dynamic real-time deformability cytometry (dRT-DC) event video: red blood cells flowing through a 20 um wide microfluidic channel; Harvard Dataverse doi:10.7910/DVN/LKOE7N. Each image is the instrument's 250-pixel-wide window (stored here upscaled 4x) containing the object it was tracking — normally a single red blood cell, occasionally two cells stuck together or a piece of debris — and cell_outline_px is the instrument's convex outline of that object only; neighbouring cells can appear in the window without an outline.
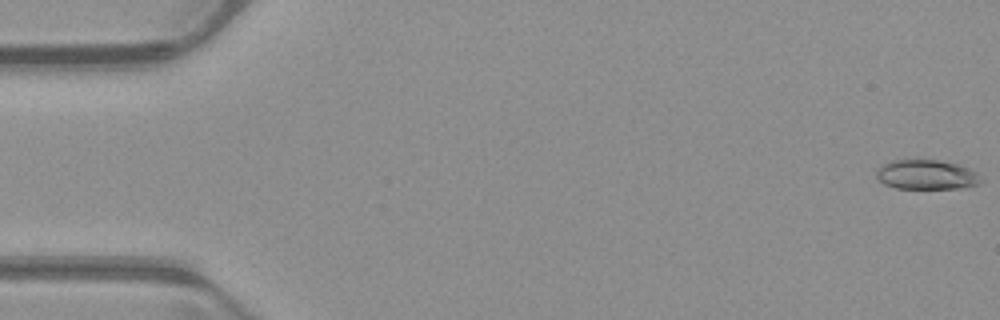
{"species": "common noctule bat (a hibernating species)", "species_latin": "Nyctalus noctula", "temperature_condition": "warm", "stored_images_in_passage": 52, "camera_frame_rate_fps": 3000, "um_per_image_px": 0.085, "animal": {"sex": "male", "body_mass_g": 23.1, "forearm_length_mm": 52.7}, "frame": {"image": 1, "passage_image": 1, "time_ms": 0.0, "image_size_px": [1000, 320], "cell_outline_px": [[984, 180], [980, 184], [960, 188], [896, 188], [884, 184], [876, 176], [876, 168], [892, 160], [940, 160], [960, 164], [976, 172]], "centroid_in_image_um": [78.78, 14.84], "position_along_channel_um": 6.2, "area_um2": 18.15}}
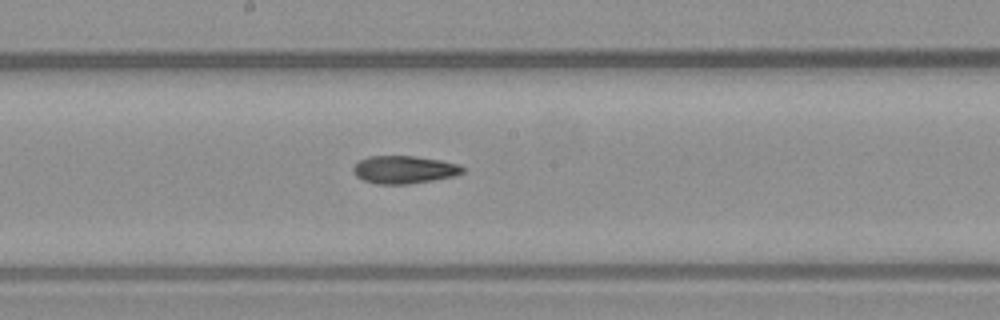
{"frame": {"image": 2, "passage_image": 28, "time_ms": 9.0, "image_size_px": [1000, 320], "cell_outline_px": [[464, 172], [456, 176], [408, 184], [376, 184], [364, 180], [356, 176], [352, 172], [352, 168], [360, 160], [368, 156], [416, 156], [440, 160], [460, 164], [464, 168]], "centroid_in_image_um": [34.36, 14.42], "position_along_channel_um": 213.8, "area_um2": 17.8}}
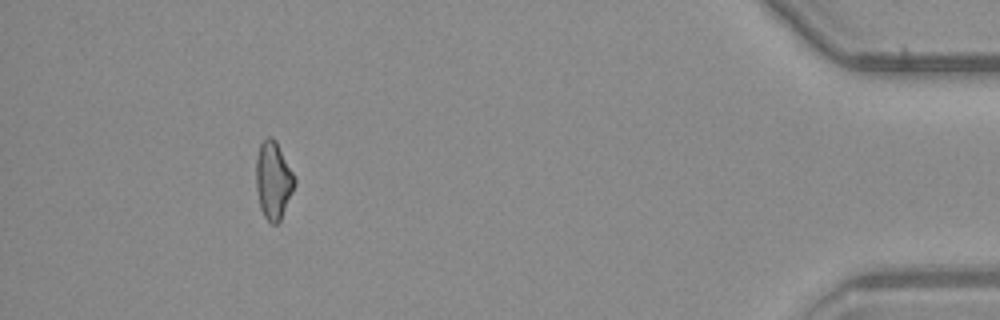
{"frame": {"image": 3, "passage_image": 48, "time_ms": 15.667, "image_size_px": [1000, 320], "cell_outline_px": [[296, 184], [280, 220], [276, 224], [272, 224], [264, 216], [260, 208], [256, 188], [256, 156], [260, 144], [268, 136], [272, 136], [276, 140], [296, 180]], "centroid_in_image_um": [23.22, 15.31], "position_along_channel_um": 412.0, "area_um2": 17.34}, "authors_computed_cell_mechanics": {"area_um2": 18.1203, "velocity_mm_per_s": 3.9812, "shape_relaxation_time_tau1_ms": null, "shape_relaxation_time_tau2_ms": 10.5511, "deformation_change_tau1": null, "deformation_change_tau2": 0.2153}}